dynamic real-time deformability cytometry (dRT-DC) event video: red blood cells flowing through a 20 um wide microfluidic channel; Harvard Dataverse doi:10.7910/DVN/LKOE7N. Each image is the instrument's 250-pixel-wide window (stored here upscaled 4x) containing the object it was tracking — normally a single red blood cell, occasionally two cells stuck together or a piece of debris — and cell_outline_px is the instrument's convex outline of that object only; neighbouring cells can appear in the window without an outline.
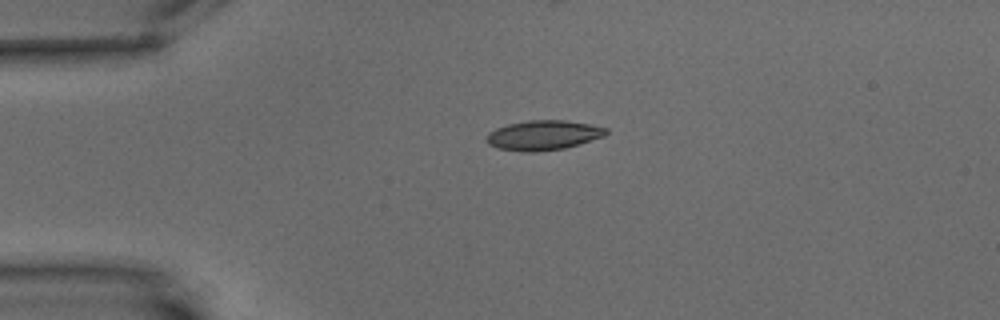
{"species": "common noctule bat (a hibernating species)", "species_latin": "Nyctalus noctula", "temperature_condition": "warm", "stored_images_in_passage": 48, "camera_frame_rate_fps": 3000, "um_per_image_px": 0.085, "animal": {"sex": "male", "body_mass_g": 15.6}, "frame": {"image": 1, "passage_image": 1, "time_ms": 0.0, "image_size_px": [1000, 320], "cell_outline_px": [[608, 132], [604, 136], [580, 144], [564, 148], [536, 152], [524, 152], [496, 148], [488, 144], [484, 140], [484, 136], [488, 132], [496, 128], [508, 124], [528, 120], [564, 120], [588, 124], [608, 128]], "centroid_in_image_um": [46.13, 11.5], "position_along_channel_um": 38.9, "area_um2": 20.92}}
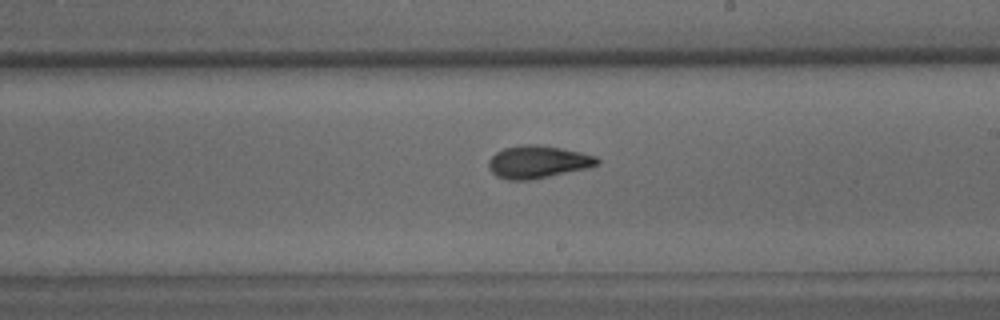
{"frame": {"image": 2, "passage_image": 22, "time_ms": 7.0, "image_size_px": [1000, 320], "cell_outline_px": [[600, 164], [588, 168], [528, 180], [508, 180], [496, 176], [488, 168], [488, 160], [496, 152], [504, 148], [520, 144], [536, 144], [560, 148], [580, 152], [596, 156], [600, 160]], "centroid_in_image_um": [45.7, 13.75], "position_along_channel_um": 243.3, "area_um2": 20.63}}
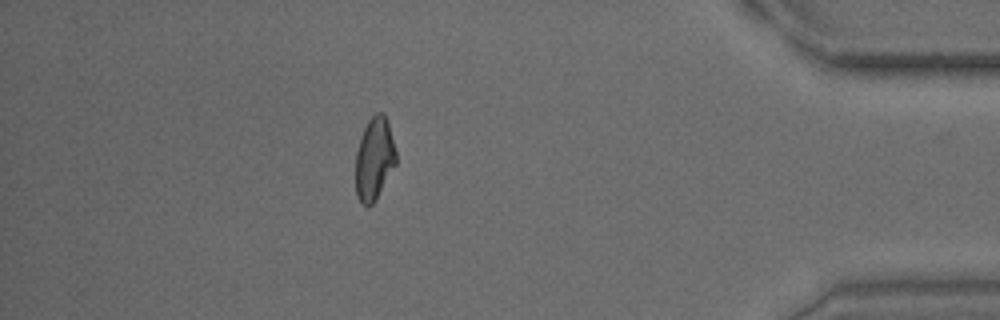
{"frame": {"image": 3, "passage_image": 40, "time_ms": 13.0, "image_size_px": [1000, 320], "cell_outline_px": [[396, 164], [376, 200], [368, 208], [360, 204], [356, 196], [356, 152], [360, 136], [368, 120], [376, 112], [384, 112], [388, 120], [396, 152]], "centroid_in_image_um": [31.81, 13.51], "position_along_channel_um": 403.4, "area_um2": 19.83}, "authors_computed_cell_mechanics": {"area_um2": 19.941, "velocity_mm_per_s": 3.3704, "shape_relaxation_time_tau1_ms": 8.8128, "shape_relaxation_time_tau2_ms": 2.3216, "deformation_change_tau1": 0.2514, "deformation_change_tau2": 0.0961}}